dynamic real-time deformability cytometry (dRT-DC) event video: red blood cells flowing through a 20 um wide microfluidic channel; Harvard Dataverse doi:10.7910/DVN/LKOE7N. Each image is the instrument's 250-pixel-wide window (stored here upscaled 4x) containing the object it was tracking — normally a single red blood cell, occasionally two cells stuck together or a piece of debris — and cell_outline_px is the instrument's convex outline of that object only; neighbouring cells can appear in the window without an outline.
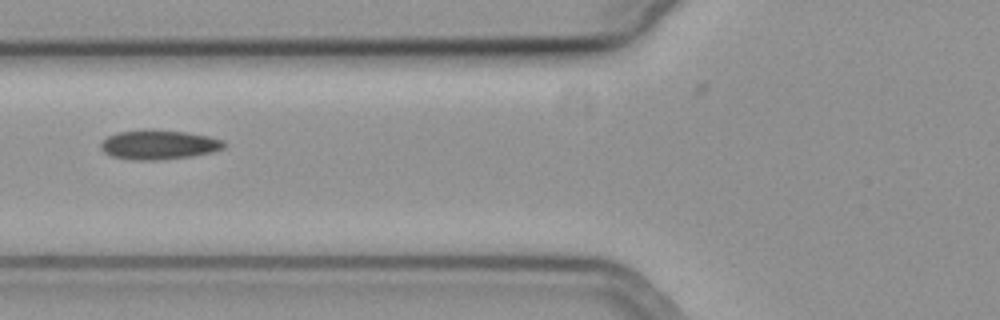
{"species": "common noctule bat (a hibernating species)", "species_latin": "Nyctalus noctula", "temperature_condition": "cold", "stored_images_in_passage": 26, "camera_frame_rate_fps": 3000, "um_per_image_px": 0.085, "animal": {"sex": "female", "body_mass_g": 19.3, "forearm_length_mm": 54.1}, "frame": {"image": 1, "passage_image": 2, "time_ms": 0.333, "image_size_px": [1000, 320], "cell_outline_px": [[228, 144], [224, 148], [212, 152], [192, 156], [156, 160], [132, 160], [112, 156], [104, 152], [100, 148], [100, 144], [108, 136], [120, 132], [144, 128], [152, 128], [188, 132], [208, 136], [224, 140]], "centroid_in_image_um": [13.52, 12.28], "position_along_channel_um": 112.3, "area_um2": 21.5}}
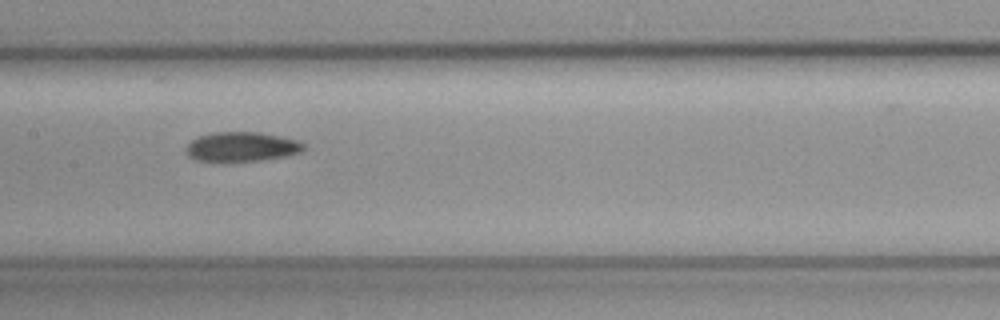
{"frame": {"image": 2, "passage_image": 8, "time_ms": 2.333, "image_size_px": [1000, 320], "cell_outline_px": [[304, 148], [300, 152], [284, 156], [260, 160], [224, 164], [196, 160], [188, 156], [184, 152], [184, 148], [196, 136], [216, 132], [260, 132], [280, 136], [296, 140], [304, 144]], "centroid_in_image_um": [20.44, 12.51], "position_along_channel_um": 187.0, "area_um2": 20.87}}
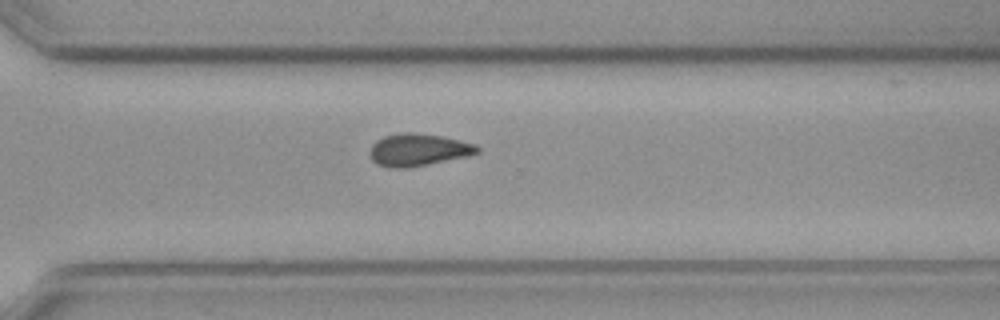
{"frame": {"image": 3, "passage_image": 20, "time_ms": 6.333, "image_size_px": [1000, 320], "cell_outline_px": [[480, 152], [468, 156], [408, 168], [388, 168], [376, 164], [372, 160], [372, 144], [376, 140], [384, 136], [400, 132], [412, 132], [440, 136], [476, 144], [480, 148]], "centroid_in_image_um": [35.56, 12.74], "position_along_channel_um": 335.0, "area_um2": 20.17}}